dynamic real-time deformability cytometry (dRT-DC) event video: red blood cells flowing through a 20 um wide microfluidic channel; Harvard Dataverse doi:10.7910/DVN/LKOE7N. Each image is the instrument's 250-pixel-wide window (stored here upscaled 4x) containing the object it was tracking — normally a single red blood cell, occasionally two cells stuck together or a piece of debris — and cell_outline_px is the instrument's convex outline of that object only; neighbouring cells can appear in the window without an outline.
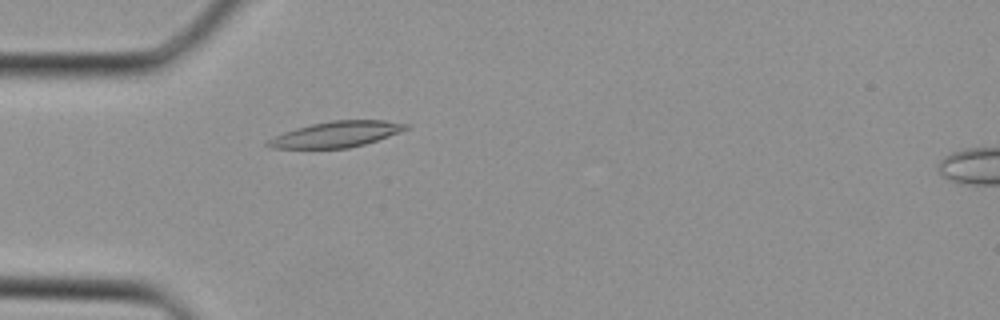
{"species": "Egyptian fruit bat (a non-hibernating species)", "species_latin": "Rousettus aegyptiacus", "temperature_condition": "cold", "stored_images_in_passage": 37, "camera_frame_rate_fps": 3000, "um_per_image_px": 0.085, "animal": {"sex": "female"}, "frame": {"image": 1, "passage_image": 11, "time_ms": 3.333, "image_size_px": [1000, 320], "cell_outline_px": [[412, 124], [408, 128], [400, 132], [364, 144], [348, 148], [272, 148], [264, 144], [268, 140], [284, 132], [296, 128], [312, 124], [332, 120], [384, 120]], "centroid_in_image_um": [28.62, 11.4], "position_along_channel_um": 56.4, "area_um2": 20.58}}
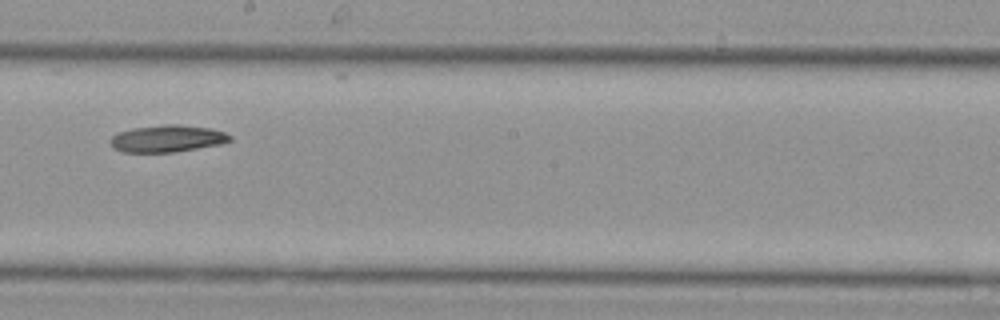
{"frame": {"image": 2, "passage_image": 21, "time_ms": 6.667, "image_size_px": [1000, 320], "cell_outline_px": [[232, 140], [220, 144], [172, 152], [124, 152], [112, 148], [108, 140], [116, 132], [132, 128], [168, 124], [176, 124], [212, 128], [224, 132], [232, 136]], "centroid_in_image_um": [14.18, 11.77], "position_along_channel_um": 234.0, "area_um2": 18.9}}
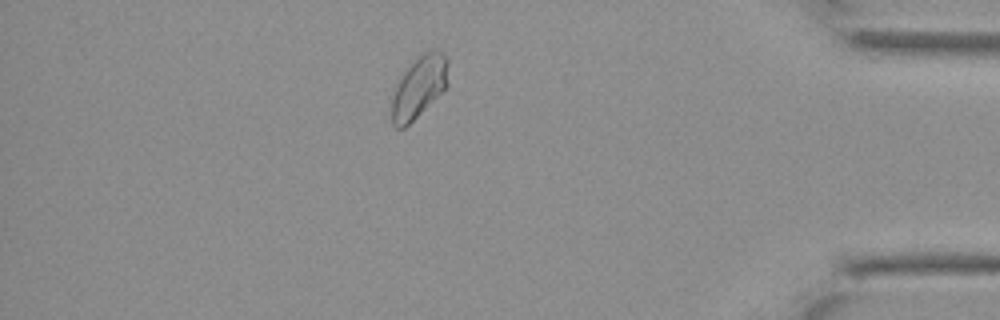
{"frame": {"image": 3, "passage_image": 32, "time_ms": 10.333, "image_size_px": [1000, 320], "cell_outline_px": [[448, 84], [404, 128], [396, 128], [392, 124], [392, 96], [396, 80], [404, 68], [420, 52], [432, 48], [440, 48], [444, 52], [448, 60]], "centroid_in_image_um": [35.6, 7.26], "position_along_channel_um": 399.6, "area_um2": 20.81}}